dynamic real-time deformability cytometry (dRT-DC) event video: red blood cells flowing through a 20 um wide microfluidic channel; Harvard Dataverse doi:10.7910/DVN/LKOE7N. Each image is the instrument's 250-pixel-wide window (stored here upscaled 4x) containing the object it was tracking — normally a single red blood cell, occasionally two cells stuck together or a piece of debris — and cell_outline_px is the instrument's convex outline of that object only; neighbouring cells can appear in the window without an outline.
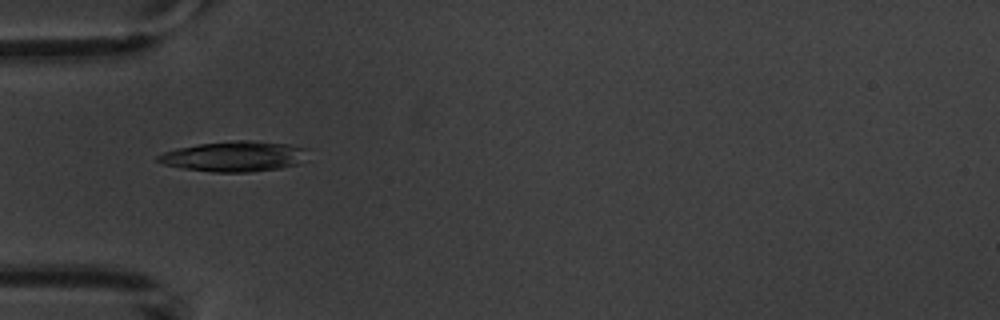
{"species": "common noctule bat (a hibernating species)", "species_latin": "Nyctalus noctula", "temperature_condition": "warm", "stored_images_in_passage": 4, "camera_frame_rate_fps": 3000, "um_per_image_px": 0.085, "animal": {"sex": "male", "body_mass_g": 20.1, "forearm_length_mm": 53.5}, "frame": {"image": 1, "passage_image": 4, "time_ms": 3.333, "image_size_px": [1000, 320], "cell_outline_px": [[308, 160], [296, 164], [280, 168], [248, 172], [212, 172], [184, 168], [164, 164], [156, 160], [156, 156], [164, 152], [176, 148], [200, 144], [232, 140], [248, 140], [288, 144], [308, 148]], "centroid_in_image_um": [19.97, 13.29], "position_along_channel_um": 65.0, "area_um2": 26.65}}